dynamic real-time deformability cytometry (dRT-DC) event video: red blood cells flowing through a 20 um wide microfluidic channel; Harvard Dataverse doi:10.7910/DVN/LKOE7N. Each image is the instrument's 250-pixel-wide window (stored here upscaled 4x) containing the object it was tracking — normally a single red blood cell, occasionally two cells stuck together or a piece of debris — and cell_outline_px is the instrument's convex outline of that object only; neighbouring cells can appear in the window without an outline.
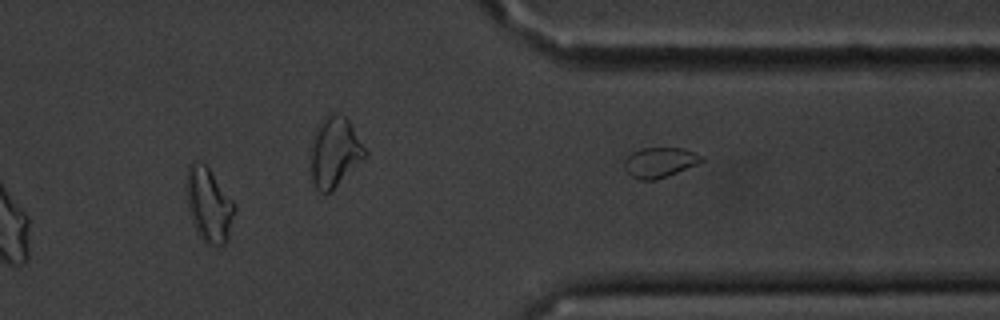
{"species": "common noctule bat (a hibernating species)", "species_latin": "Nyctalus noctula", "temperature_condition": "cold", "stored_images_in_passage": 14, "camera_frame_rate_fps": 3000, "um_per_image_px": 0.085, "animal": {"sex": "male", "body_mass_g": 20.1, "forearm_length_mm": 53.5}, "frame": {"image": 1, "passage_image": 12, "time_ms": 14.333, "image_size_px": [1000, 320], "cell_outline_px": [[236, 212], [228, 240], [224, 244], [216, 248], [208, 244], [196, 232], [188, 208], [188, 164], [192, 160], [196, 160], [204, 164], [208, 168], [236, 204]], "centroid_in_image_um": [17.8, 17.46], "position_along_channel_um": 393.6, "area_um2": 20.75}, "authors_computed_cell_mechanics": {"area_um2": 16.8487, "velocity_mm_per_s": 3.4477, "shape_relaxation_time_tau1_ms": null, "shape_relaxation_time_tau2_ms": 4.264, "deformation_change_tau1": null, "deformation_change_tau2": 0.0985}}